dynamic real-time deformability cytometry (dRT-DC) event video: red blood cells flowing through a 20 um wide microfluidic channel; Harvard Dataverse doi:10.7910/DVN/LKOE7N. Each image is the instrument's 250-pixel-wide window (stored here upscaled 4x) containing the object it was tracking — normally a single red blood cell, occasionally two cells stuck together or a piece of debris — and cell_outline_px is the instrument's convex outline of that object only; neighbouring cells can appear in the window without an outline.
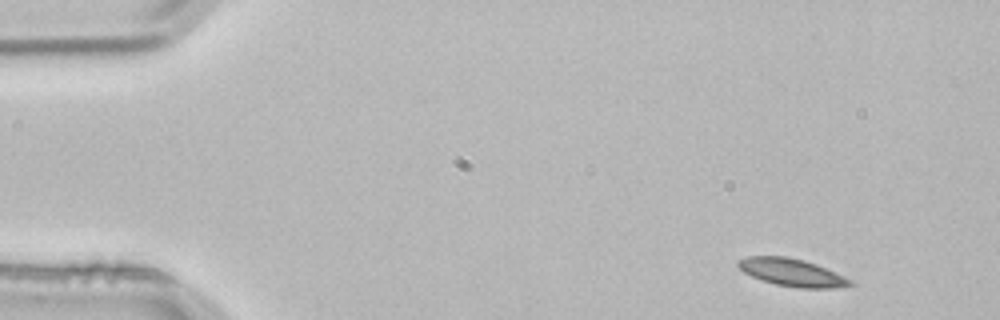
{"species": "common noctule bat (a hibernating species)", "species_latin": "Nyctalus noctula", "temperature_condition": "room temperature", "stored_images_in_passage": 3, "camera_frame_rate_fps": 3000, "um_per_image_px": 0.085, "animal": {"sex": "male", "body_mass_g": 21.5, "forearm_length_mm": 52.0}, "frame": {"image": 1, "passage_image": 1, "time_ms": 0.0, "image_size_px": [1000, 320], "cell_outline_px": [[856, 284], [836, 288], [800, 288], [776, 284], [752, 276], [744, 272], [736, 264], [736, 260], [748, 256], [788, 256], [804, 260], [816, 264], [844, 276], [852, 280]], "centroid_in_image_um": [67.33, 23.15], "position_along_channel_um": 17.7, "area_um2": 17.98}}
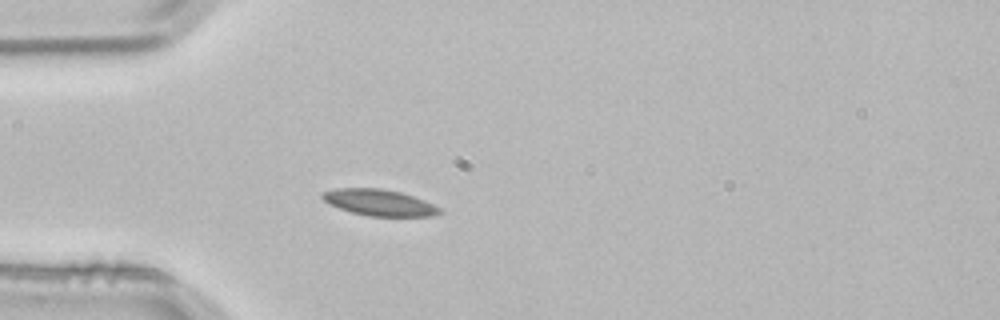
{"frame": {"image": 2, "passage_image": 3, "time_ms": 0.667, "image_size_px": [1000, 320], "cell_outline_px": [[444, 212], [436, 216], [368, 216], [352, 212], [328, 204], [320, 196], [320, 192], [336, 188], [384, 188], [400, 192], [424, 200], [440, 208]], "centroid_in_image_um": [32.22, 17.21], "position_along_channel_um": 52.8, "area_um2": 18.09}}